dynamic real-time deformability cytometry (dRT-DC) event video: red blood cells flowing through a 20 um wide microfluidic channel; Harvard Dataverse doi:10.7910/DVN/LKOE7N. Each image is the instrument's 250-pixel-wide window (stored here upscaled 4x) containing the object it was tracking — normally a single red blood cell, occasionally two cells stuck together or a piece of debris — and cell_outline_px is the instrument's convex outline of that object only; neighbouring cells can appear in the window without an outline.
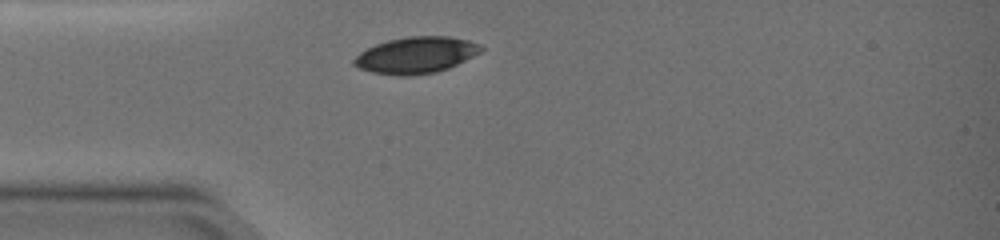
{"species": "common noctule bat (a hibernating species)", "species_latin": "Nyctalus noctula", "temperature_condition": "warm", "stored_images_in_passage": 32, "camera_frame_rate_fps": 3000, "um_per_image_px": 0.085, "animal": {"sex": "female", "body_mass_g": 19.0, "forearm_length_mm": 51.5}, "frame": {"image": 1, "passage_image": 1, "time_ms": 0.0, "image_size_px": [1000, 240], "cell_outline_px": [[484, 48], [480, 52], [448, 68], [436, 72], [408, 76], [400, 76], [372, 72], [356, 68], [352, 64], [352, 60], [360, 52], [376, 44], [388, 40], [408, 36], [448, 36], [468, 40], [480, 44]], "centroid_in_image_um": [35.32, 4.68], "position_along_channel_um": 49.7, "area_um2": 26.93}}
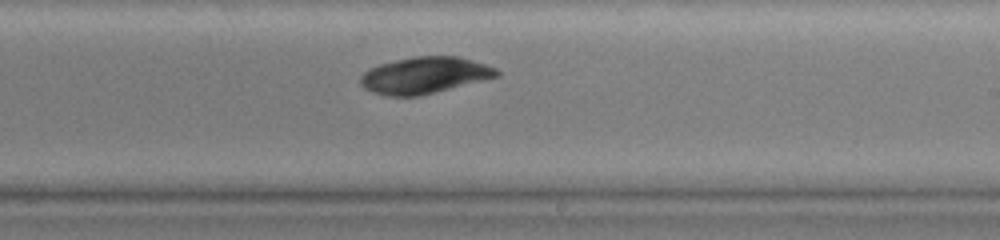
{"frame": {"image": 2, "passage_image": 18, "time_ms": 5.667, "image_size_px": [1000, 240], "cell_outline_px": [[500, 76], [420, 96], [388, 96], [372, 92], [364, 88], [360, 84], [360, 76], [368, 68], [380, 64], [396, 60], [416, 56], [460, 56], [496, 68], [500, 72]], "centroid_in_image_um": [36.08, 6.4], "position_along_channel_um": 252.9, "area_um2": 29.07}}
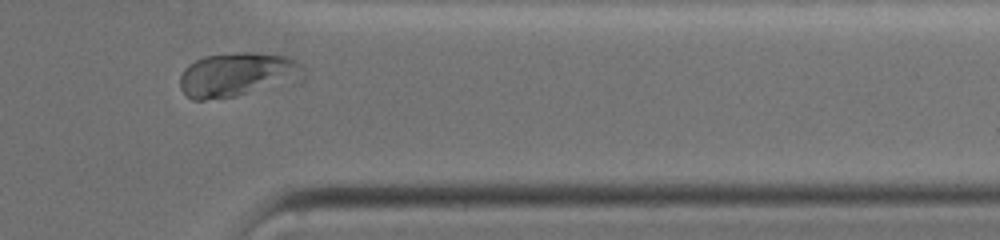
{"frame": {"image": 3, "passage_image": 29, "time_ms": 9.333, "image_size_px": [1000, 240], "cell_outline_px": [[308, 76], [304, 80], [236, 96], [204, 100], [192, 100], [180, 88], [180, 76], [184, 68], [188, 64], [204, 56], [236, 52], [256, 52], [288, 56], [296, 60], [304, 68]], "centroid_in_image_um": [20.25, 6.33], "position_along_channel_um": 391.1, "area_um2": 32.43}, "authors_computed_cell_mechanics": {"area_um2": 28.9867, "velocity_mm_per_s": 3.7671, "shape_relaxation_time_tau1_ms": 2.4084, "shape_relaxation_time_tau2_ms": 9.0598, "deformation_change_tau1": 0.0567, "deformation_change_tau2": 0.0512}}